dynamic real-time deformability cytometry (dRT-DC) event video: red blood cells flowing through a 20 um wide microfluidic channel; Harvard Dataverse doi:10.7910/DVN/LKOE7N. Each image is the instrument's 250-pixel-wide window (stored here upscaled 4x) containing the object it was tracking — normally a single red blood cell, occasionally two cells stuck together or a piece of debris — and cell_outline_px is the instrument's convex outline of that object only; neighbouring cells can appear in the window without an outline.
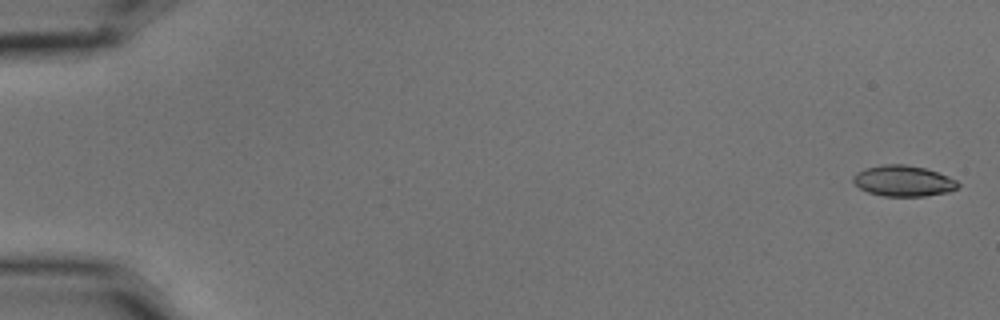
{"species": "common noctule bat (a hibernating species)", "species_latin": "Nyctalus noctula", "temperature_condition": "cold", "stored_images_in_passage": 57, "camera_frame_rate_fps": 3000, "um_per_image_px": 0.085, "animal": {"sex": "male", "body_mass_g": 15.6}, "frame": {"image": 1, "passage_image": 2, "time_ms": 0.333, "image_size_px": [1000, 320], "cell_outline_px": [[960, 184], [956, 188], [948, 192], [924, 196], [884, 196], [868, 192], [860, 188], [852, 180], [852, 176], [856, 172], [864, 168], [884, 164], [904, 164], [924, 168], [948, 176], [956, 180]], "centroid_in_image_um": [76.75, 15.37], "position_along_channel_um": 8.2, "area_um2": 18.79}}
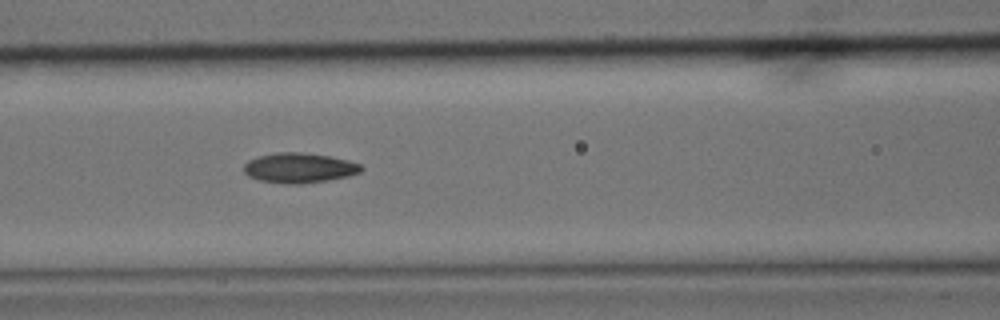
{"frame": {"image": 2, "passage_image": 26, "time_ms": 8.333, "image_size_px": [1000, 320], "cell_outline_px": [[364, 168], [360, 172], [348, 176], [328, 180], [300, 184], [288, 184], [260, 180], [248, 176], [244, 172], [244, 164], [248, 160], [256, 156], [276, 152], [300, 152], [328, 156], [348, 160], [360, 164]], "centroid_in_image_um": [25.41, 14.26], "position_along_channel_um": 141.2, "area_um2": 20.52}}
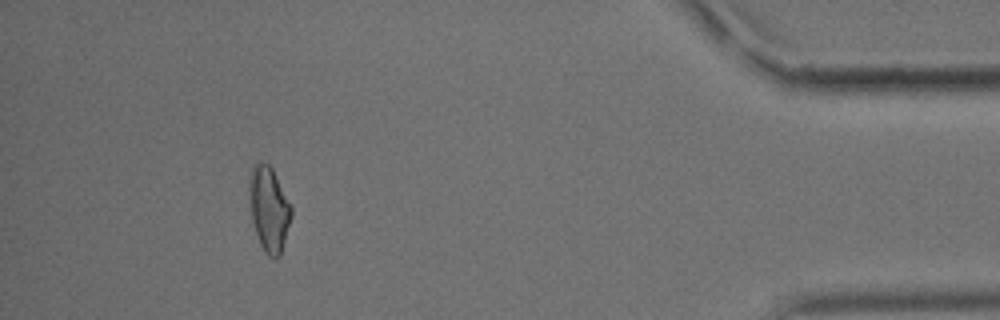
{"frame": {"image": 3, "passage_image": 53, "time_ms": 17.333, "image_size_px": [1000, 320], "cell_outline_px": [[292, 216], [280, 256], [276, 260], [268, 256], [264, 252], [260, 244], [252, 220], [248, 188], [248, 180], [252, 164], [260, 160], [264, 160], [272, 168], [292, 208]], "centroid_in_image_um": [22.84, 17.73], "position_along_channel_um": 412.4, "area_um2": 21.04}, "authors_computed_cell_mechanics": {"area_um2": 19.5942, "velocity_mm_per_s": 3.5899, "shape_relaxation_time_tau1_ms": 6.3988, "shape_relaxation_time_tau2_ms": 2.8527, "deformation_change_tau1": 0.1629, "deformation_change_tau2": 0.0815}}